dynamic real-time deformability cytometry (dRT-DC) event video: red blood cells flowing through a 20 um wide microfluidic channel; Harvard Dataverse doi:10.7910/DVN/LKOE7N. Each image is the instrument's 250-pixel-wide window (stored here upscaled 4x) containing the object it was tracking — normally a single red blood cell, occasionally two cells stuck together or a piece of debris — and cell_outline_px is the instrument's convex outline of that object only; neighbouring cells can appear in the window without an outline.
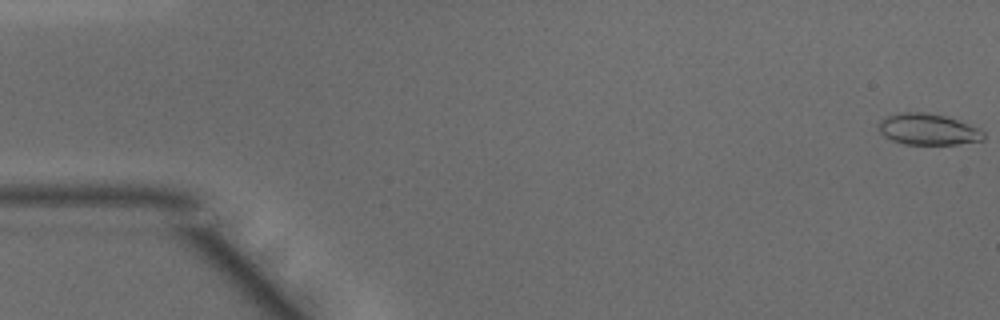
{"species": "common noctule bat (a hibernating species)", "species_latin": "Nyctalus noctula", "temperature_condition": "warm", "stored_images_in_passage": 48, "camera_frame_rate_fps": 3000, "um_per_image_px": 0.085, "animal": {"sex": "male", "body_mass_g": 15.6}, "frame": {"image": 1, "passage_image": 1, "time_ms": 0.0, "image_size_px": [1000, 320], "cell_outline_px": [[984, 140], [956, 144], [904, 144], [892, 140], [884, 136], [876, 128], [880, 120], [888, 116], [904, 112], [928, 112], [948, 116], [976, 128], [984, 132]], "centroid_in_image_um": [78.85, 10.99], "position_along_channel_um": 6.2, "area_um2": 19.07}}
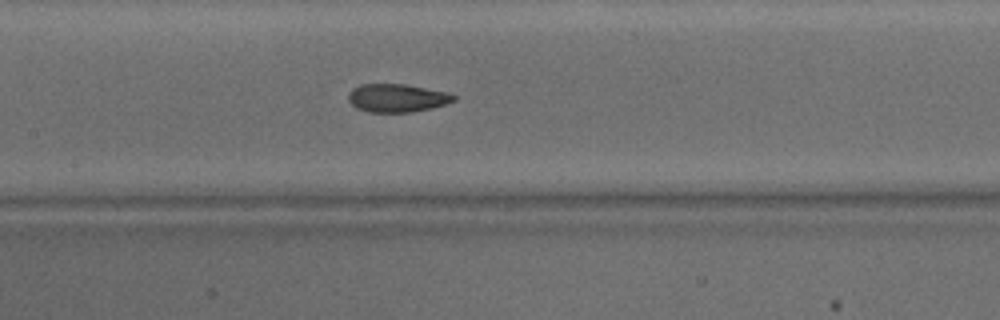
{"frame": {"image": 2, "passage_image": 23, "time_ms": 7.333, "image_size_px": [1000, 320], "cell_outline_px": [[456, 100], [432, 108], [412, 112], [368, 112], [356, 108], [348, 100], [348, 92], [352, 88], [360, 84], [404, 84], [448, 92], [456, 96]], "centroid_in_image_um": [33.72, 8.33], "position_along_channel_um": 173.7, "area_um2": 17.4}}
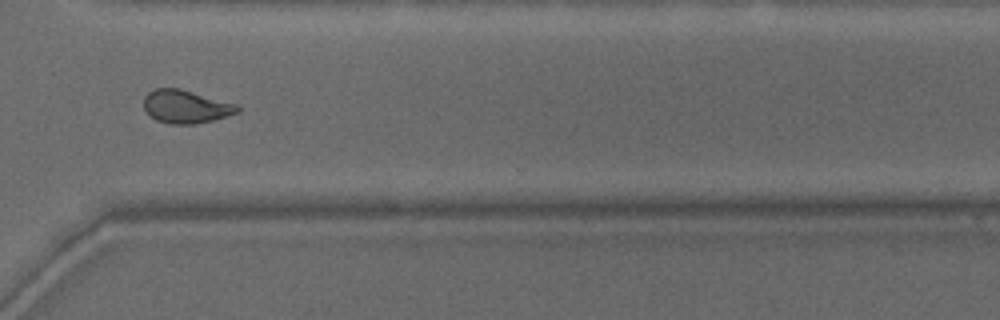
{"frame": {"image": 3, "passage_image": 36, "time_ms": 11.667, "image_size_px": [1000, 320], "cell_outline_px": [[240, 112], [212, 120], [196, 124], [172, 124], [156, 120], [144, 108], [144, 96], [148, 92], [156, 88], [180, 88], [236, 104], [240, 108]], "centroid_in_image_um": [15.8, 9.06], "position_along_channel_um": 354.8, "area_um2": 17.98}, "authors_computed_cell_mechanics": {"area_um2": 18.4382, "velocity_mm_per_s": 4.1858, "shape_relaxation_time_tau1_ms": 6.511, "shape_relaxation_time_tau2_ms": 1.2191, "deformation_change_tau1": 0.207, "deformation_change_tau2": 0.0778}}